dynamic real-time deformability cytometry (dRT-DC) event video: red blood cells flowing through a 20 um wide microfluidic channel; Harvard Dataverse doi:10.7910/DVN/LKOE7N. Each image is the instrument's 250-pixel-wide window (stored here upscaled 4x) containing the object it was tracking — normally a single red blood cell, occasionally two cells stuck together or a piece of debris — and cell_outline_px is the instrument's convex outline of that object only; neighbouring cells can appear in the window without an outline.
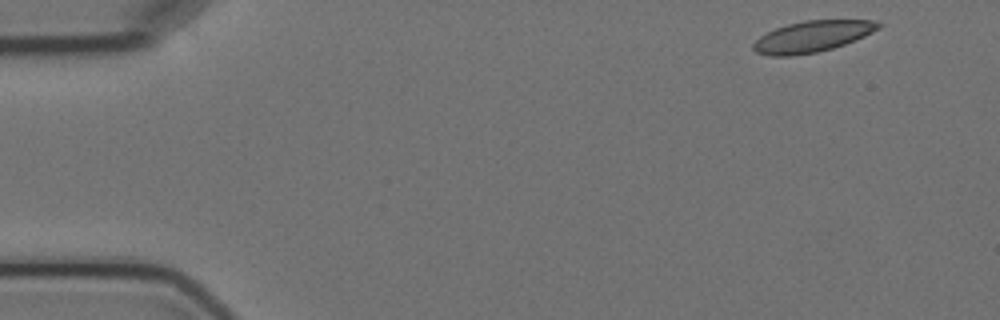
{"species": "Egyptian fruit bat (a non-hibernating species)", "species_latin": "Rousettus aegyptiacus", "temperature_condition": "cold", "stored_images_in_passage": 4, "camera_frame_rate_fps": 3000, "um_per_image_px": 0.085, "animal": {"sex": "female"}, "frame": {"image": 1, "passage_image": 1, "time_ms": 0.0, "image_size_px": [1000, 320], "cell_outline_px": [[884, 24], [880, 28], [856, 40], [832, 48], [816, 52], [792, 56], [772, 56], [756, 52], [752, 48], [752, 44], [760, 36], [776, 28], [788, 24], [804, 20], [876, 20]], "centroid_in_image_um": [69.06, 3.09], "position_along_channel_um": 15.9, "area_um2": 22.72}}
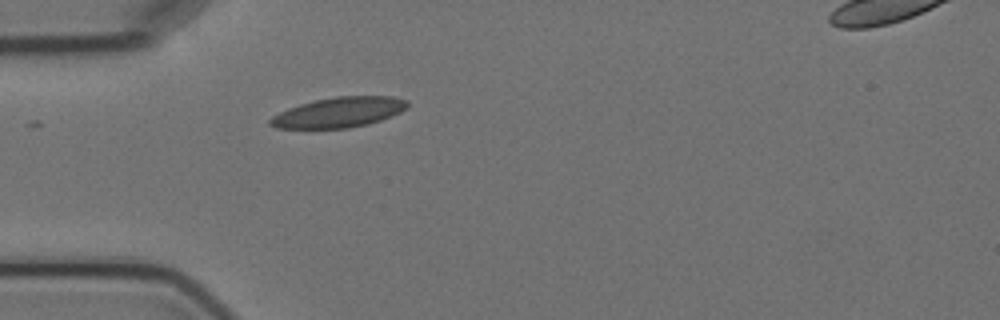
{"frame": {"image": 2, "passage_image": 4, "time_ms": 4.0, "image_size_px": [1000, 320], "cell_outline_px": [[408, 108], [400, 112], [380, 120], [368, 124], [348, 128], [276, 128], [268, 124], [268, 120], [272, 116], [288, 108], [300, 104], [316, 100], [336, 96], [392, 96], [408, 100]], "centroid_in_image_um": [28.81, 9.54], "position_along_channel_um": 56.2, "area_um2": 24.1}}